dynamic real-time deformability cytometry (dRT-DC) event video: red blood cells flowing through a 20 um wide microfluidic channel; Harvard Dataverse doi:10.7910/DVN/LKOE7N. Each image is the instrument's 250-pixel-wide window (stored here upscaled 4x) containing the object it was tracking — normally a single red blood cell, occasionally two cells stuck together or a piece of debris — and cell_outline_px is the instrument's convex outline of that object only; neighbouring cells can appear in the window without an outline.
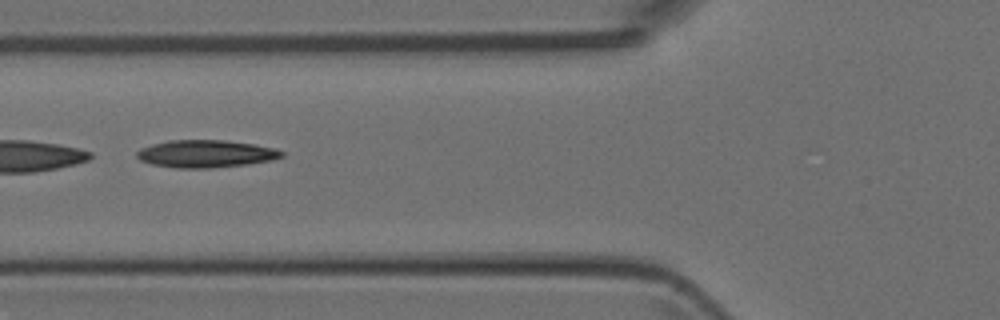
{"species": "Egyptian fruit bat (a non-hibernating species)", "species_latin": "Rousettus aegyptiacus", "temperature_condition": "room temperature", "stored_images_in_passage": 2, "camera_frame_rate_fps": 3000, "um_per_image_px": 0.085, "animal": {"sex": "female"}, "frame": {"image": 1, "passage_image": 2, "time_ms": 1.0, "image_size_px": [1000, 320], "cell_outline_px": [[284, 156], [272, 160], [244, 164], [212, 168], [176, 168], [152, 164], [140, 160], [136, 156], [136, 152], [140, 148], [152, 144], [168, 140], [224, 140], [252, 144], [276, 148], [284, 152]], "centroid_in_image_um": [17.47, 13.07], "position_along_channel_um": 108.3, "area_um2": 23.18}}